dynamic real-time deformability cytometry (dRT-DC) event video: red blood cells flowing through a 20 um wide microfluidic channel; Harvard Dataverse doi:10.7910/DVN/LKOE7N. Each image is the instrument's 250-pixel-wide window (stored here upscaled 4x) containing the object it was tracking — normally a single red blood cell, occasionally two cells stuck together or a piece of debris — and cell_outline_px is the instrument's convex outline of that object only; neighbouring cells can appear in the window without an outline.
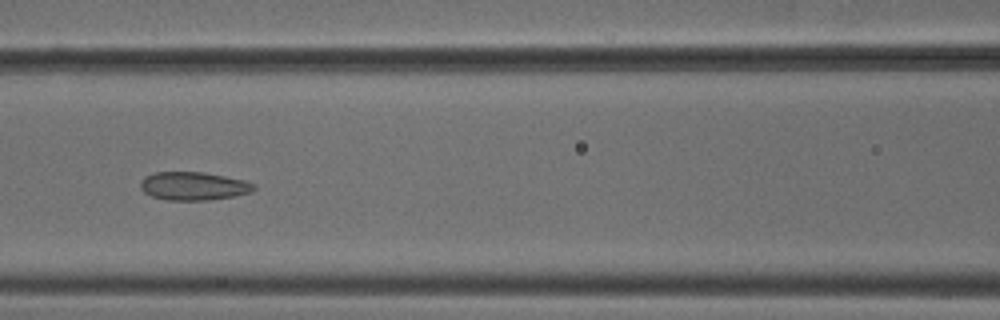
{"species": "common noctule bat (a hibernating species)", "species_latin": "Nyctalus noctula", "temperature_condition": "cold", "stored_images_in_passage": 8, "camera_frame_rate_fps": 3000, "um_per_image_px": 0.085, "animal": {"sex": "male", "body_mass_g": 18.8}, "frame": {"image": 1, "passage_image": 6, "time_ms": 1.667, "image_size_px": [1000, 320], "cell_outline_px": [[256, 188], [252, 192], [236, 196], [208, 200], [168, 200], [152, 196], [144, 192], [140, 188], [140, 180], [144, 176], [152, 172], [204, 172], [244, 180], [256, 184]], "centroid_in_image_um": [16.45, 15.81], "position_along_channel_um": 150.2, "area_um2": 18.9}}
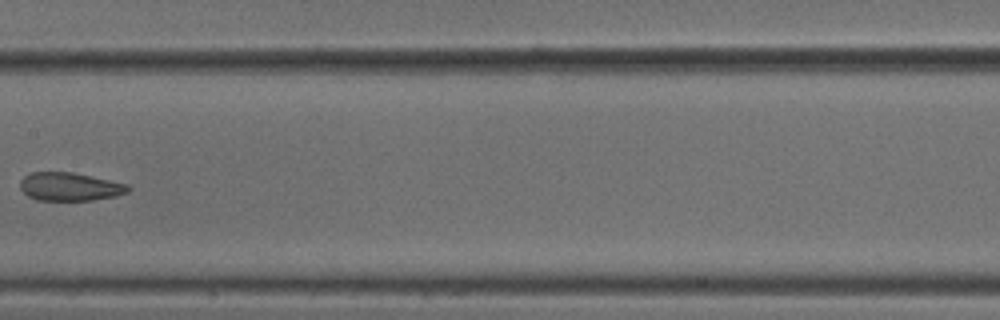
{"frame": {"image": 2, "passage_image": 7, "time_ms": 2.0, "image_size_px": [1000, 320], "cell_outline_px": [[132, 188], [128, 192], [116, 196], [92, 200], [36, 200], [28, 196], [20, 188], [20, 180], [24, 176], [32, 172], [72, 172], [128, 184]], "centroid_in_image_um": [5.94, 15.87], "position_along_channel_um": 201.5, "area_um2": 17.8}}
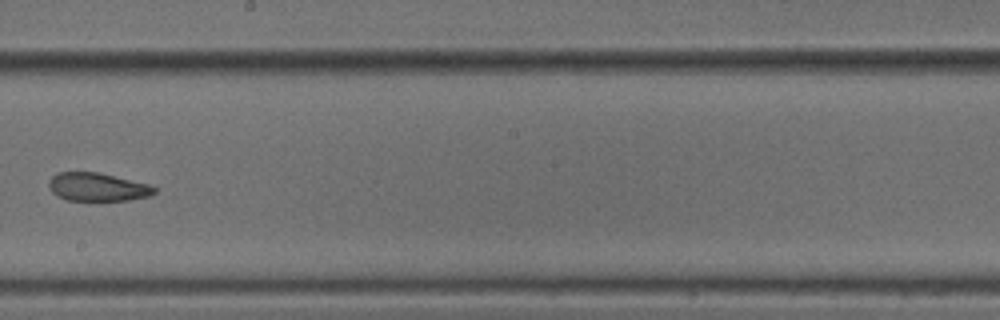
{"frame": {"image": 3, "passage_image": 8, "time_ms": 2.333, "image_size_px": [1000, 320], "cell_outline_px": [[156, 192], [152, 196], [128, 200], [68, 200], [56, 196], [52, 192], [48, 184], [52, 176], [60, 172], [96, 172], [148, 184], [156, 188]], "centroid_in_image_um": [8.29, 15.9], "position_along_channel_um": 239.9, "area_um2": 17.22}}